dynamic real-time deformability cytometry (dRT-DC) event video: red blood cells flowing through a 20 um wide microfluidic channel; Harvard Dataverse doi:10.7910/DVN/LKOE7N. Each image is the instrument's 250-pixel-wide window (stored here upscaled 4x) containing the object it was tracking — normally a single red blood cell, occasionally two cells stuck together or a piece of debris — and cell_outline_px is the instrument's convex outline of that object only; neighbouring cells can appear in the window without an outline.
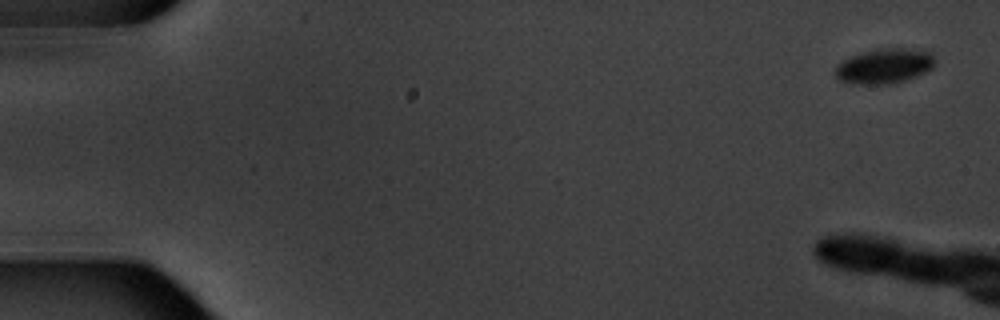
{"species": "common noctule bat (a hibernating species)", "species_latin": "Nyctalus noctula", "temperature_condition": "warm", "stored_images_in_passage": 10, "camera_frame_rate_fps": 3000, "um_per_image_px": 0.085, "animal": {"sex": "male", "body_mass_g": 20.1, "forearm_length_mm": 53.5}, "frame": {"image": 1, "passage_image": 1, "time_ms": 0.0, "image_size_px": [1000, 320], "cell_outline_px": [[936, 60], [932, 68], [916, 76], [892, 84], [852, 84], [840, 80], [836, 76], [836, 68], [844, 60], [852, 56], [864, 52], [880, 48], [900, 48], [928, 52]], "centroid_in_image_um": [75.17, 5.63], "position_along_channel_um": 9.8, "area_um2": 19.88}}
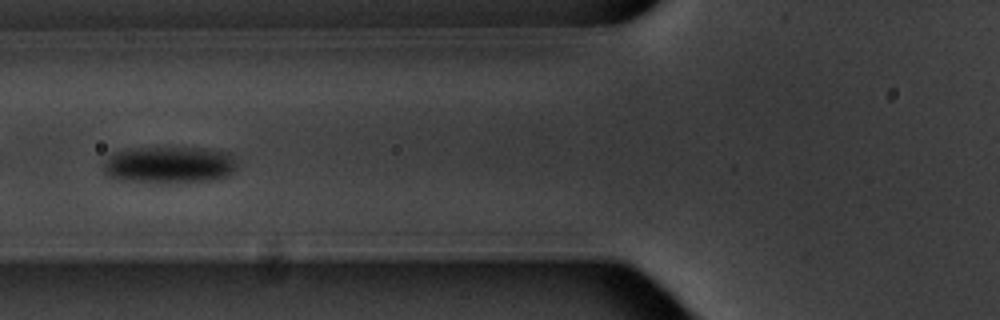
{"frame": {"image": 2, "passage_image": 9, "time_ms": 9.333, "image_size_px": [1000, 320], "cell_outline_px": [[236, 168], [228, 176], [208, 180], [168, 184], [116, 180], [108, 176], [104, 172], [104, 160], [112, 152], [136, 148], [200, 148], [232, 152], [236, 160]], "centroid_in_image_um": [14.37, 14.03], "position_along_channel_um": 111.4, "area_um2": 29.3}}